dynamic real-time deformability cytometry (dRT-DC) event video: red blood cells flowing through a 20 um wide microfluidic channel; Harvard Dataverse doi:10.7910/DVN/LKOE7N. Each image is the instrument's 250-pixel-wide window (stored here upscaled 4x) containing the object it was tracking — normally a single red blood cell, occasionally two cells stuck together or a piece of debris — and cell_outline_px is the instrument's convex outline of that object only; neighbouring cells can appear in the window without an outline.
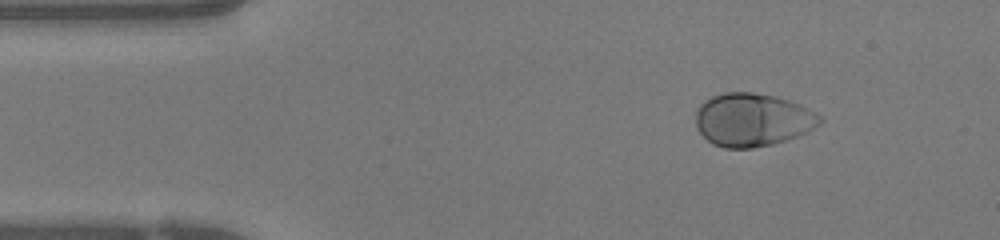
{"species": "human", "species_latin": "Homo sapiens", "temperature_condition": "warm", "stored_images_in_passage": 43, "camera_frame_rate_fps": 3000, "um_per_image_px": 0.085, "donor": {"sex": "female"}, "frame": {"image": 1, "passage_image": 1, "time_ms": 0.0, "image_size_px": [1000, 240], "cell_outline_px": [[824, 120], [820, 124], [796, 136], [772, 144], [752, 148], [724, 148], [712, 144], [696, 128], [696, 112], [700, 104], [704, 100], [712, 96], [724, 92], [752, 92], [772, 96], [788, 100], [800, 104], [820, 116]], "centroid_in_image_um": [63.92, 10.18], "position_along_channel_um": 21.1, "area_um2": 38.21}}
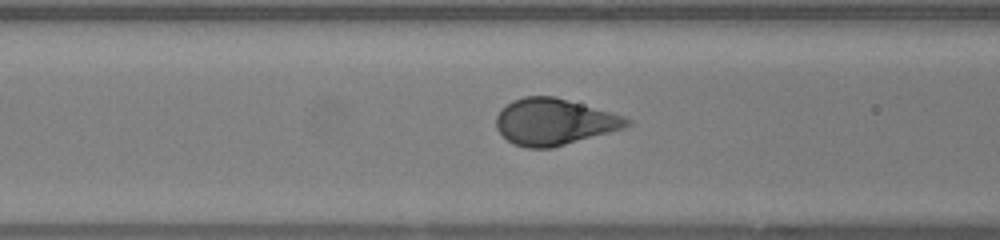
{"frame": {"image": 2, "passage_image": 13, "time_ms": 4.0, "image_size_px": [1000, 240], "cell_outline_px": [[632, 124], [624, 128], [552, 148], [528, 148], [512, 144], [496, 128], [496, 116], [500, 108], [512, 100], [524, 96], [552, 96], [612, 112], [624, 116], [632, 120]], "centroid_in_image_um": [47.09, 10.35], "position_along_channel_um": 119.5, "area_um2": 35.37}}
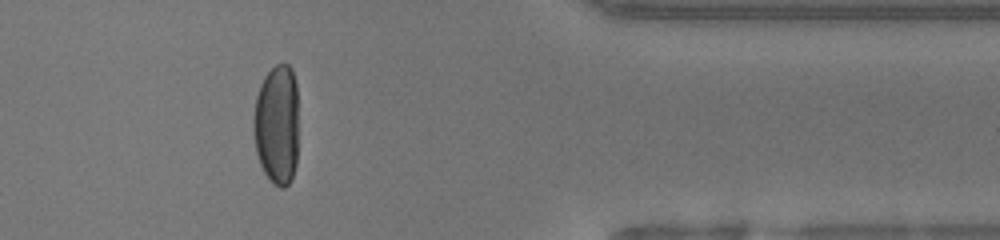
{"frame": {"image": 3, "passage_image": 34, "time_ms": 11.0, "image_size_px": [1000, 240], "cell_outline_px": [[296, 164], [292, 180], [284, 188], [280, 188], [272, 184], [264, 172], [260, 164], [256, 152], [252, 128], [252, 120], [256, 96], [260, 84], [264, 76], [276, 64], [288, 64], [292, 68], [296, 84]], "centroid_in_image_um": [23.5, 10.61], "position_along_channel_um": 387.9, "area_um2": 31.79}, "authors_computed_cell_mechanics": {"area_um2": 35.9516, "velocity_mm_per_s": 4.1858, "shape_relaxation_time_tau1_ms": 2.1971, "shape_relaxation_time_tau2_ms": null, "deformation_change_tau1": 0.176, "deformation_change_tau2": null}}